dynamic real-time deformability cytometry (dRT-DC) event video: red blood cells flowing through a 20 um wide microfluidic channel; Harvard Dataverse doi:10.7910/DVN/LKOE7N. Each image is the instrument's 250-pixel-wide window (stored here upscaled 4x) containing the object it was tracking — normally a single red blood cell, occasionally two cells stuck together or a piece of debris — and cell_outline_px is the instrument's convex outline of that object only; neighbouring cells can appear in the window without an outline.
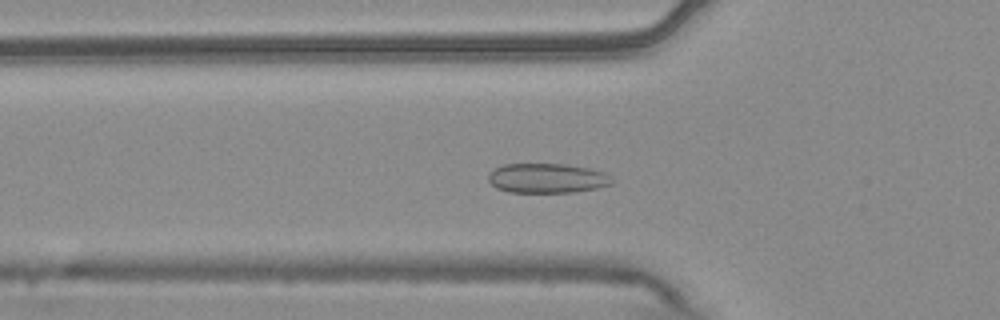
{"species": "common noctule bat (a hibernating species)", "species_latin": "Nyctalus noctula", "temperature_condition": "warm", "stored_images_in_passage": 52, "camera_frame_rate_fps": 3000, "um_per_image_px": 0.085, "animal": {"sex": "male", "body_mass_g": 20.4}, "frame": {"image": 1, "passage_image": 16, "time_ms": 5.0, "image_size_px": [1000, 320], "cell_outline_px": [[612, 184], [596, 188], [572, 192], [508, 192], [496, 188], [488, 180], [488, 176], [492, 168], [504, 164], [568, 164], [588, 168], [604, 172], [612, 176]], "centroid_in_image_um": [46.48, 15.14], "position_along_channel_um": 79.3, "area_um2": 21.44}}
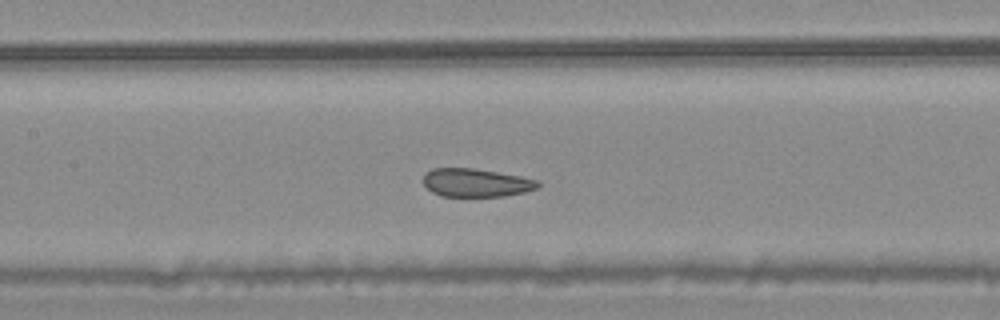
{"frame": {"image": 2, "passage_image": 23, "time_ms": 7.333, "image_size_px": [1000, 320], "cell_outline_px": [[540, 184], [536, 188], [524, 192], [504, 196], [440, 196], [432, 192], [424, 184], [424, 172], [432, 168], [472, 168], [520, 176], [540, 180]], "centroid_in_image_um": [40.45, 15.53], "position_along_channel_um": 167.0, "area_um2": 18.84}}
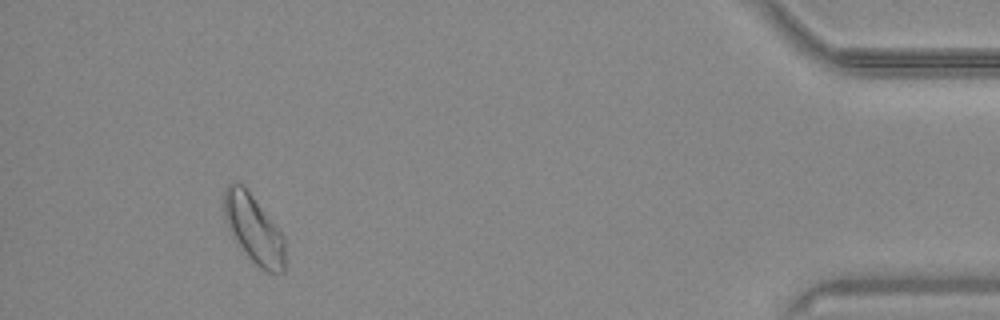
{"frame": {"image": 3, "passage_image": 48, "time_ms": 15.667, "image_size_px": [1000, 320], "cell_outline_px": [[284, 272], [268, 272], [260, 268], [244, 252], [232, 236], [228, 228], [224, 216], [224, 192], [228, 184], [240, 184], [252, 196], [284, 236]], "centroid_in_image_um": [21.56, 19.5], "position_along_channel_um": 413.6, "area_um2": 23.58}, "authors_computed_cell_mechanics": {"area_um2": 21.1259, "velocity_mm_per_s": 3.7139, "shape_relaxation_time_tau1_ms": 9.3326, "shape_relaxation_time_tau2_ms": null, "deformation_change_tau1": 0.097, "deformation_change_tau2": null}}